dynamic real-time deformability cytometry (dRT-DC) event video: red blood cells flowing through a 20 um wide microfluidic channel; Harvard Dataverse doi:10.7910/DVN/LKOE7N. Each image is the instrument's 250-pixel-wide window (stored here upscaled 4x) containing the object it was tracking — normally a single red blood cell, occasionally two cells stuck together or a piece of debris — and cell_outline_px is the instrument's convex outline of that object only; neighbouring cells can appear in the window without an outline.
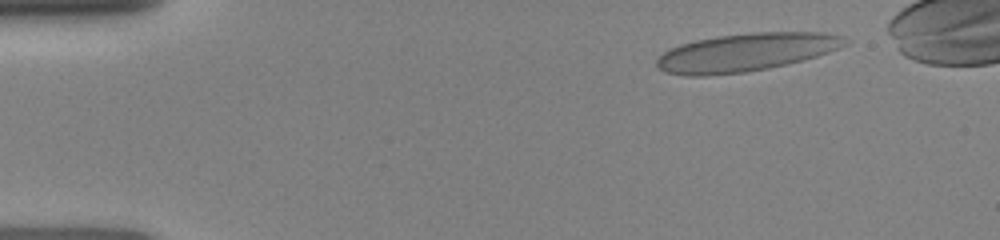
{"species": "human", "species_latin": "Homo sapiens", "temperature_condition": "room temperature", "stored_images_in_passage": 38, "camera_frame_rate_fps": 3000, "um_per_image_px": 0.085, "donor": {"sex": "female"}, "frame": {"image": 1, "passage_image": 5, "time_ms": 1.0, "image_size_px": [1000, 240], "cell_outline_px": [[848, 44], [840, 48], [804, 60], [768, 68], [744, 72], [704, 76], [684, 76], [664, 72], [656, 64], [656, 60], [664, 52], [680, 44], [696, 40], [720, 36], [752, 32], [824, 32], [844, 36], [848, 40]], "centroid_in_image_um": [63.43, 4.45], "position_along_channel_um": 21.6, "area_um2": 41.73}}
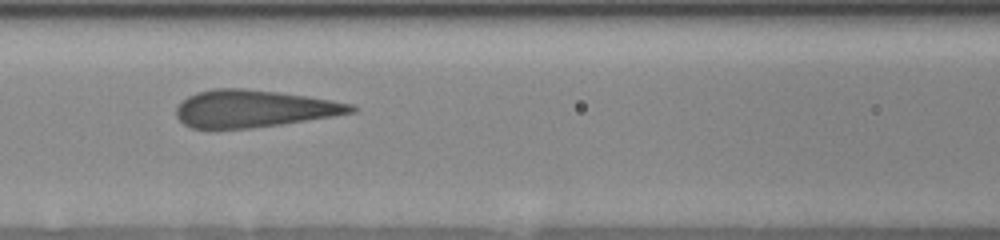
{"frame": {"image": 2, "passage_image": 26, "time_ms": 6.0, "image_size_px": [1000, 240], "cell_outline_px": [[356, 112], [332, 116], [280, 124], [252, 128], [192, 128], [184, 124], [176, 116], [176, 108], [188, 96], [196, 92], [216, 88], [244, 88], [276, 92], [332, 100], [352, 104], [356, 108]], "centroid_in_image_um": [21.55, 9.23], "position_along_channel_um": 145.1, "area_um2": 37.51}}
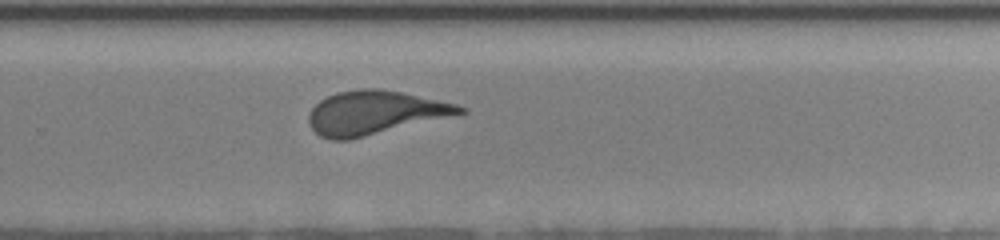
{"frame": {"image": 3, "passage_image": 38, "time_ms": 9.667, "image_size_px": [1000, 240], "cell_outline_px": [[468, 112], [348, 140], [332, 140], [320, 136], [312, 128], [308, 120], [308, 116], [312, 108], [320, 100], [336, 92], [360, 88], [380, 88], [400, 92], [456, 104], [468, 108]], "centroid_in_image_um": [31.83, 9.57], "position_along_channel_um": 298.0, "area_um2": 38.09}}